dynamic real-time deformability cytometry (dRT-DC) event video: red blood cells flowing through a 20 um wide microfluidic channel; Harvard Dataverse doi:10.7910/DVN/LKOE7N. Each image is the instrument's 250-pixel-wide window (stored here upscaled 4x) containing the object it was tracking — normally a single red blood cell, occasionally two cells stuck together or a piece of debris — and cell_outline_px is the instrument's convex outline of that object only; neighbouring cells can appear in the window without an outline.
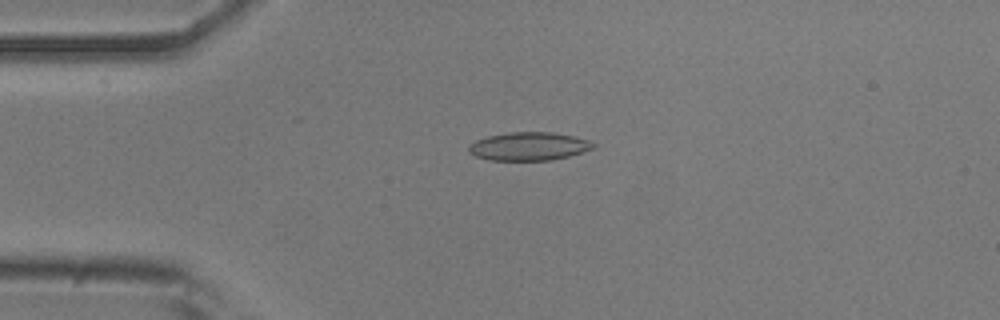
{"species": "common noctule bat (a hibernating species)", "species_latin": "Nyctalus noctula", "temperature_condition": "room temperature", "stored_images_in_passage": 53, "camera_frame_rate_fps": 3000, "um_per_image_px": 0.085, "animal": {"sex": "male", "body_mass_g": 20.5, "forearm_length_mm": 52.5}, "frame": {"image": 1, "passage_image": 12, "time_ms": 3.667, "image_size_px": [1000, 320], "cell_outline_px": [[596, 148], [568, 156], [552, 160], [488, 160], [476, 156], [468, 152], [468, 144], [476, 140], [488, 136], [508, 132], [552, 132], [572, 136], [588, 140], [596, 144]], "centroid_in_image_um": [44.94, 12.44], "position_along_channel_um": 40.1, "area_um2": 20.58}}
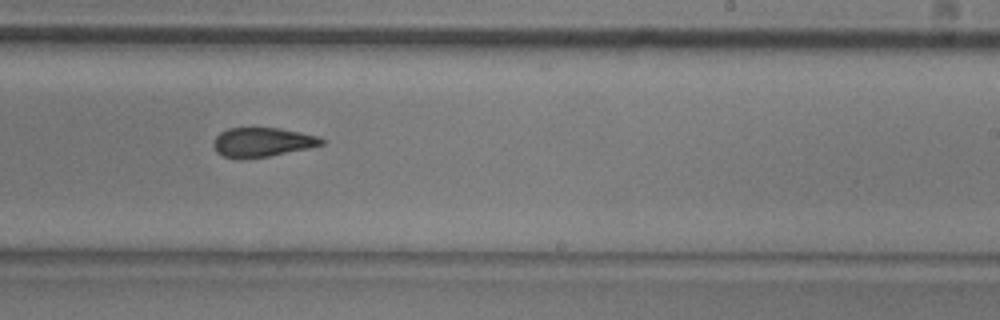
{"frame": {"image": 2, "passage_image": 32, "time_ms": 10.333, "image_size_px": [1000, 320], "cell_outline_px": [[324, 144], [308, 148], [268, 156], [240, 160], [224, 156], [216, 152], [212, 144], [216, 136], [220, 132], [228, 128], [280, 128], [320, 136], [324, 140]], "centroid_in_image_um": [22.27, 12.09], "position_along_channel_um": 266.7, "area_um2": 18.55}}
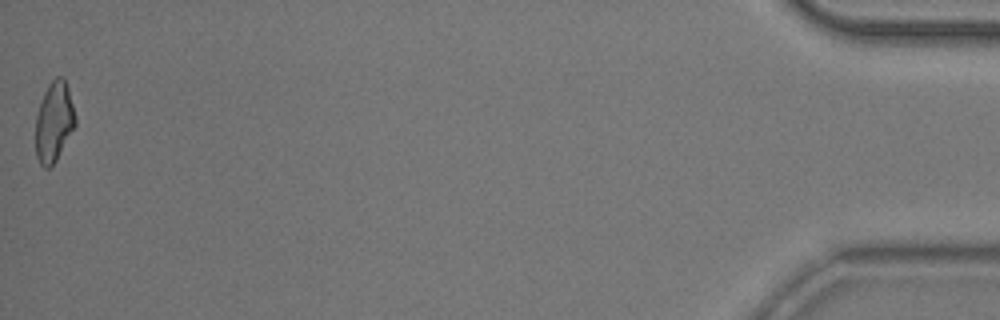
{"frame": {"image": 3, "passage_image": 53, "time_ms": 17.333, "image_size_px": [1000, 320], "cell_outline_px": [[76, 124], [56, 160], [48, 168], [44, 168], [40, 164], [36, 156], [36, 116], [44, 92], [48, 84], [56, 76], [60, 76], [64, 80], [68, 88], [76, 116]], "centroid_in_image_um": [4.59, 10.35], "position_along_channel_um": 430.6, "area_um2": 18.32}, "authors_computed_cell_mechanics": {"area_um2": 19.4786, "velocity_mm_per_s": 3.7587, "shape_relaxation_time_tau1_ms": 8.5113, "shape_relaxation_time_tau2_ms": 1.6072, "deformation_change_tau1": 0.2034, "deformation_change_tau2": 0.0867}}